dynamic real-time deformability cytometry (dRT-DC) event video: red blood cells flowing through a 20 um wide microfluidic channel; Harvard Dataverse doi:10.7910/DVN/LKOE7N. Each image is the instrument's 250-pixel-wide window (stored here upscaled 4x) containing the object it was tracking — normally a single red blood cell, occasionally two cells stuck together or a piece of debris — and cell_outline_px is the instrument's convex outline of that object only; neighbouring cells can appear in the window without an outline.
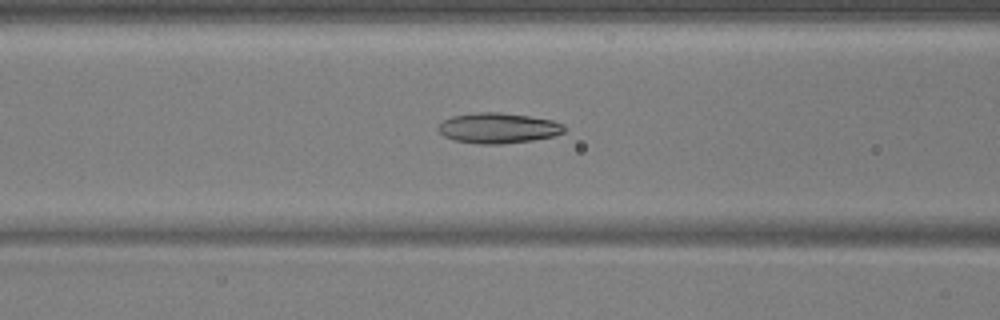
{"species": "common noctule bat (a hibernating species)", "species_latin": "Nyctalus noctula", "temperature_condition": "warm", "stored_images_in_passage": 53, "camera_frame_rate_fps": 3000, "um_per_image_px": 0.085, "animal": {"sex": "male", "body_mass_g": 17.9, "forearm_length_mm": 54.2}, "frame": {"image": 1, "passage_image": 21, "time_ms": 6.667, "image_size_px": [1000, 320], "cell_outline_px": [[564, 132], [552, 136], [532, 140], [500, 144], [480, 144], [456, 140], [444, 136], [436, 128], [444, 120], [452, 116], [476, 112], [500, 112], [528, 116], [552, 120], [564, 124]], "centroid_in_image_um": [42.33, 10.88], "position_along_channel_um": 124.3, "area_um2": 22.14}}
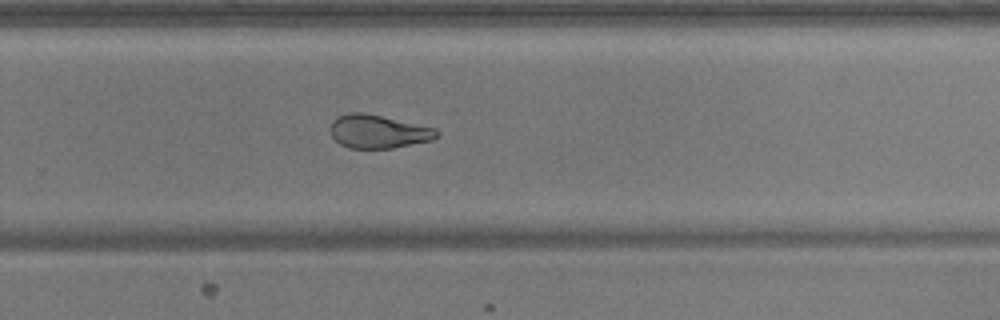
{"frame": {"image": 2, "passage_image": 35, "time_ms": 11.333, "image_size_px": [1000, 320], "cell_outline_px": [[440, 136], [432, 140], [392, 148], [348, 148], [340, 144], [332, 136], [332, 120], [336, 116], [348, 112], [364, 112], [436, 128], [440, 132]], "centroid_in_image_um": [32.17, 11.17], "position_along_channel_um": 297.6, "area_um2": 20.75}}
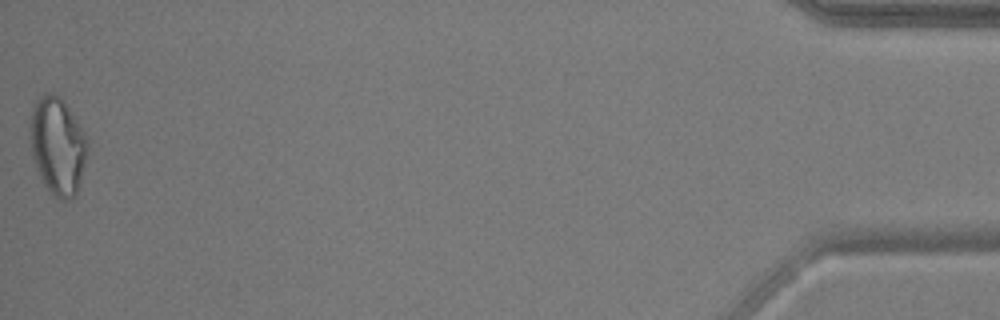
{"frame": {"image": 3, "passage_image": 53, "time_ms": 17.333, "image_size_px": [1000, 320], "cell_outline_px": [[88, 152], [76, 196], [68, 200], [64, 200], [56, 196], [44, 184], [36, 168], [32, 156], [32, 108], [36, 100], [44, 92], [52, 92], [60, 96], [80, 124], [88, 140]], "centroid_in_image_um": [4.94, 12.38], "position_along_channel_um": 430.3, "area_um2": 32.25}, "authors_computed_cell_mechanics": {"area_um2": 23.12, "velocity_mm_per_s": 3.7166, "shape_relaxation_time_tau1_ms": 8.5196, "shape_relaxation_time_tau2_ms": 1.6183, "deformation_change_tau1": 0.2128, "deformation_change_tau2": 0.0739}}